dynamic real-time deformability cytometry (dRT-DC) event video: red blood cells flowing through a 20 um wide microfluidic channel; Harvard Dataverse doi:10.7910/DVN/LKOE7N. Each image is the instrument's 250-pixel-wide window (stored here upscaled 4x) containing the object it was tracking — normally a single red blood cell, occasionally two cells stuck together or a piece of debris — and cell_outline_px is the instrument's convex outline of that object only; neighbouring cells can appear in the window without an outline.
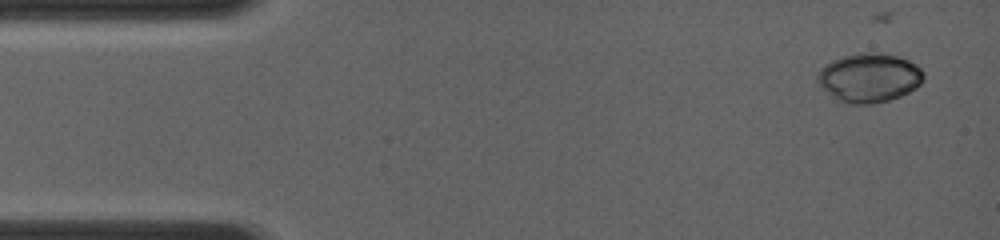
{"species": "common noctule bat (a hibernating species)", "species_latin": "Nyctalus noctula", "temperature_condition": "room temperature", "stored_images_in_passage": 16, "camera_frame_rate_fps": 4000, "um_per_image_px": 0.085, "animal": {"sex": "female", "body_mass_g": 19.0, "forearm_length_mm": 56.7}, "frame": {"image": 1, "passage_image": 1, "time_ms": 0.0, "image_size_px": [1000, 240], "cell_outline_px": [[924, 80], [916, 88], [900, 96], [888, 100], [868, 104], [848, 104], [836, 100], [820, 88], [816, 84], [816, 72], [824, 64], [832, 60], [844, 56], [860, 52], [872, 52], [896, 56], [908, 60], [916, 64], [924, 72]], "centroid_in_image_um": [73.82, 6.61], "position_along_channel_um": 11.2, "area_um2": 30.75}}
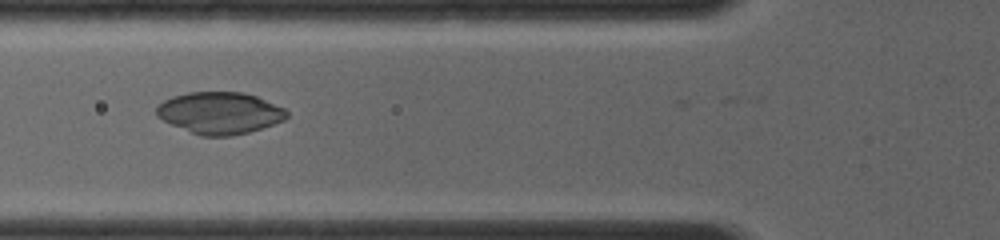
{"frame": {"image": 2, "passage_image": 14, "time_ms": 4.5, "image_size_px": [1000, 240], "cell_outline_px": [[288, 116], [284, 120], [248, 132], [232, 136], [200, 136], [172, 124], [156, 116], [156, 108], [164, 100], [172, 96], [188, 92], [240, 92], [256, 96], [284, 108], [288, 112]], "centroid_in_image_um": [18.67, 9.6], "position_along_channel_um": 107.1, "area_um2": 31.5}}
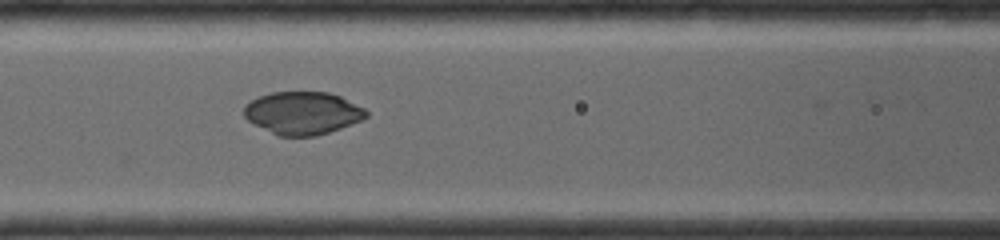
{"frame": {"image": 3, "passage_image": 16, "time_ms": 5.25, "image_size_px": [1000, 240], "cell_outline_px": [[368, 116], [360, 120], [340, 128], [316, 136], [280, 136], [248, 120], [244, 116], [244, 104], [256, 96], [272, 92], [328, 92], [340, 96], [364, 108], [368, 112]], "centroid_in_image_um": [25.7, 9.59], "position_along_channel_um": 140.9, "area_um2": 30.23}}